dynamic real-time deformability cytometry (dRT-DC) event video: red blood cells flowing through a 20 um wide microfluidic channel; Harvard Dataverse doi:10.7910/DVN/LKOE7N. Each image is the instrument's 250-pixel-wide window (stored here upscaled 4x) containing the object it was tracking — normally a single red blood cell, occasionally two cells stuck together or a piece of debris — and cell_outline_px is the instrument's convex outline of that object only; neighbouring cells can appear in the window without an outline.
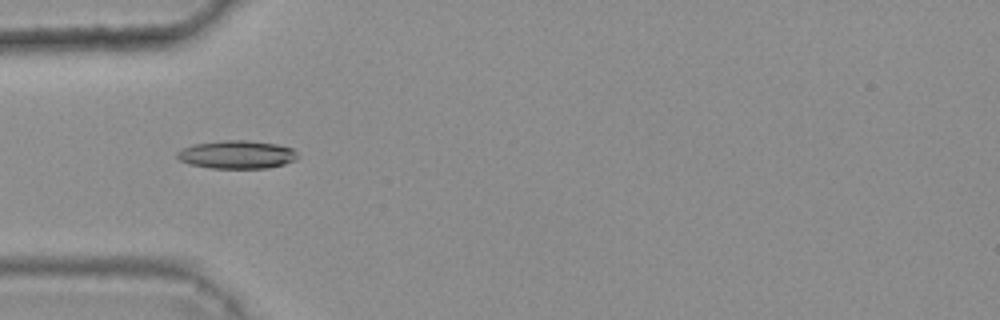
{"species": "common noctule bat (a hibernating species)", "species_latin": "Nyctalus noctula", "temperature_condition": "warm", "stored_images_in_passage": 34, "camera_frame_rate_fps": 3000, "um_per_image_px": 0.085, "animal": {"sex": "female", "body_mass_g": 25.1}, "frame": {"image": 1, "passage_image": 3, "time_ms": 0.667, "image_size_px": [1000, 320], "cell_outline_px": [[300, 156], [296, 160], [284, 164], [268, 168], [212, 168], [188, 164], [180, 160], [176, 156], [176, 152], [180, 148], [192, 144], [224, 140], [244, 140], [276, 144], [292, 148]], "centroid_in_image_um": [20.11, 13.14], "position_along_channel_um": 64.9, "area_um2": 19.94}}
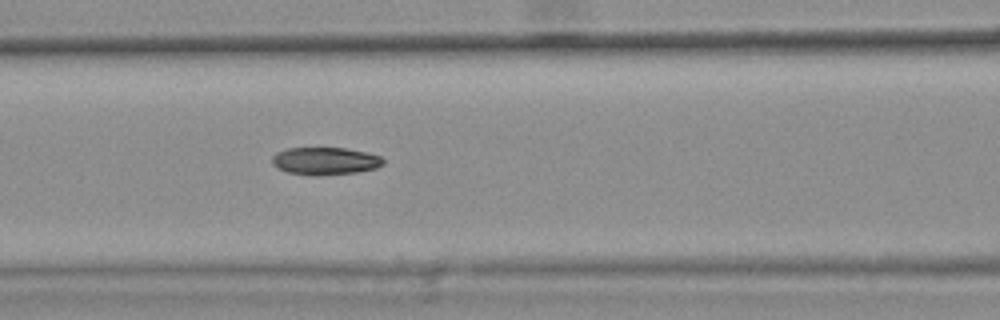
{"frame": {"image": 2, "passage_image": 9, "time_ms": 2.667, "image_size_px": [1000, 320], "cell_outline_px": [[384, 164], [376, 168], [356, 172], [288, 172], [276, 168], [272, 164], [272, 156], [276, 152], [288, 148], [344, 148], [368, 152], [380, 156], [384, 160]], "centroid_in_image_um": [27.65, 13.62], "position_along_channel_um": 138.9, "area_um2": 16.94}}
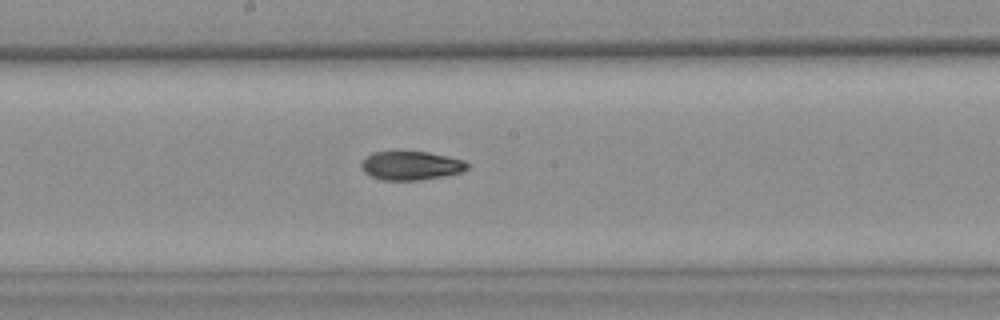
{"frame": {"image": 3, "passage_image": 15, "time_ms": 4.667, "image_size_px": [1000, 320], "cell_outline_px": [[468, 168], [460, 172], [444, 176], [416, 180], [380, 180], [364, 172], [360, 164], [364, 156], [372, 152], [428, 152], [448, 156], [464, 160], [468, 164]], "centroid_in_image_um": [34.9, 14.07], "position_along_channel_um": 213.3, "area_um2": 17.74}, "authors_computed_cell_mechanics": {"area_um2": 18.3515, "velocity_mm_per_s": 3.7232, "shape_relaxation_time_tau1_ms": 6.6379, "shape_relaxation_time_tau2_ms": 5.31, "deformation_change_tau1": 0.1791, "deformation_change_tau2": 0.1225}}